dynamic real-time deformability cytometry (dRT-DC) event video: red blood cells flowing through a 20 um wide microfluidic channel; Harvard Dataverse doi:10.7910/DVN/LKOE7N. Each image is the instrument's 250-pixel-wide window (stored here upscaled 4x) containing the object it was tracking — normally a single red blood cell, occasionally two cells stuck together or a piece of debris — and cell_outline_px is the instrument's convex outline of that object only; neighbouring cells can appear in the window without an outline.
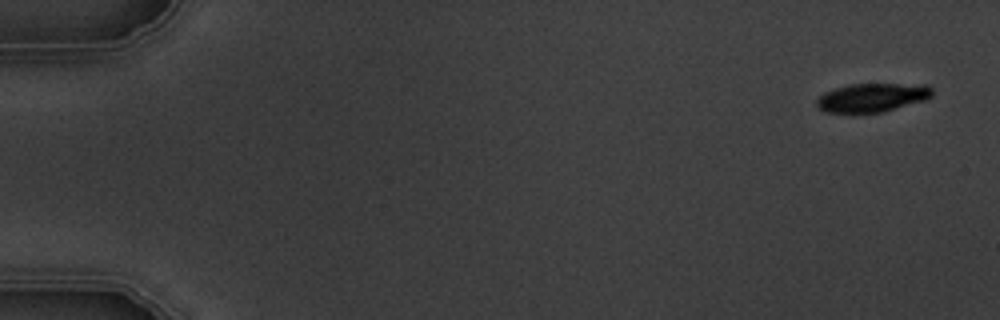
{"species": "common noctule bat (a hibernating species)", "species_latin": "Nyctalus noctula", "temperature_condition": "warm", "stored_images_in_passage": 9, "camera_frame_rate_fps": 3000, "um_per_image_px": 0.085, "animal": {"sex": "male", "body_mass_g": 19.5, "forearm_length_mm": 54.6}, "frame": {"image": 1, "passage_image": 1, "time_ms": 0.0, "image_size_px": [1000, 320], "cell_outline_px": [[932, 96], [928, 100], [884, 112], [852, 116], [824, 112], [816, 104], [816, 100], [824, 92], [848, 84], [928, 84], [932, 88]], "centroid_in_image_um": [74.13, 8.34], "position_along_channel_um": 10.9, "area_um2": 20.35}}
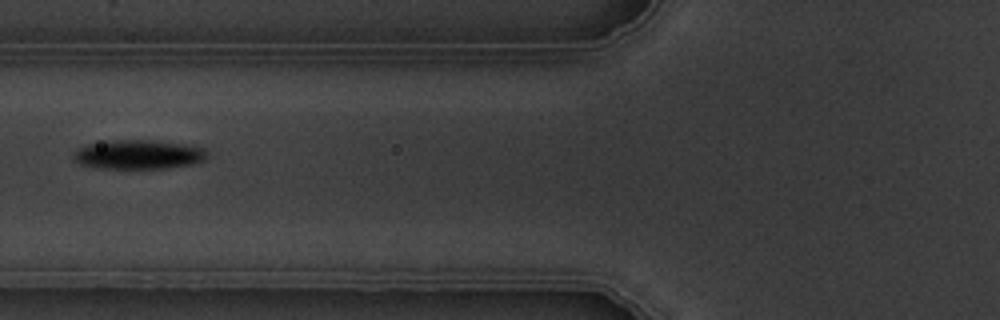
{"frame": {"image": 2, "passage_image": 6, "time_ms": 6.667, "image_size_px": [1000, 320], "cell_outline_px": [[208, 152], [204, 160], [192, 164], [168, 168], [100, 168], [80, 164], [72, 156], [80, 148], [88, 144], [116, 140], [152, 140], [184, 144], [204, 148]], "centroid_in_image_um": [11.81, 13.13], "position_along_channel_um": 114.0, "area_um2": 22.48}}
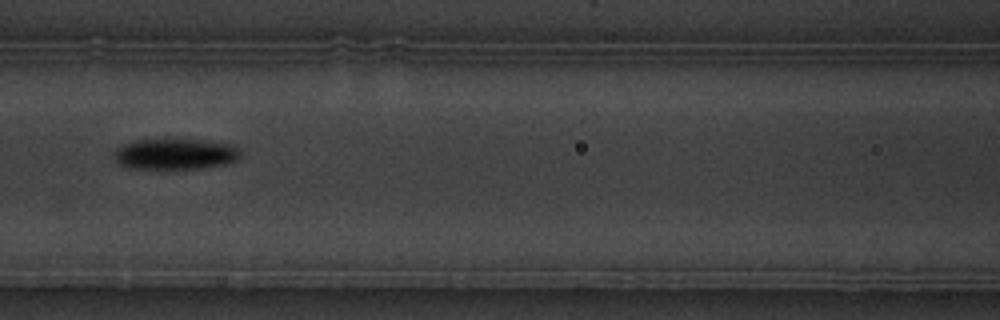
{"frame": {"image": 3, "passage_image": 7, "time_ms": 7.667, "image_size_px": [1000, 320], "cell_outline_px": [[240, 156], [236, 160], [224, 164], [200, 168], [128, 168], [120, 164], [116, 160], [112, 152], [116, 148], [124, 144], [140, 140], [200, 140], [232, 144], [240, 148]], "centroid_in_image_um": [14.9, 13.09], "position_along_channel_um": 151.7, "area_um2": 22.43}}